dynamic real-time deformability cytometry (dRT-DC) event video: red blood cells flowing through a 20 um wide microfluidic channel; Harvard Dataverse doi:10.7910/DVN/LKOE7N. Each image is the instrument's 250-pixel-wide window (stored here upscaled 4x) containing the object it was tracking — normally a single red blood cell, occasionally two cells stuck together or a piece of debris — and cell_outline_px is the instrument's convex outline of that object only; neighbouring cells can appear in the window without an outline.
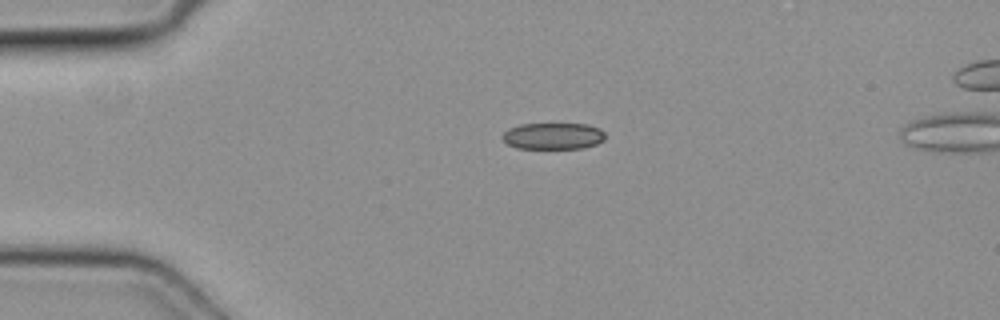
{"species": "common noctule bat (a hibernating species)", "species_latin": "Nyctalus noctula", "temperature_condition": "cold", "stored_images_in_passage": 5, "camera_frame_rate_fps": 3000, "um_per_image_px": 0.085, "animal": {"sex": "female", "body_mass_g": 19.3, "forearm_length_mm": 54.1}, "frame": {"image": 1, "passage_image": 3, "time_ms": 0.667, "image_size_px": [1000, 320], "cell_outline_px": [[604, 140], [596, 144], [584, 148], [516, 148], [508, 144], [500, 136], [508, 128], [520, 124], [588, 124], [600, 128], [604, 132]], "centroid_in_image_um": [47.01, 11.56], "position_along_channel_um": 38.0, "area_um2": 15.95}}